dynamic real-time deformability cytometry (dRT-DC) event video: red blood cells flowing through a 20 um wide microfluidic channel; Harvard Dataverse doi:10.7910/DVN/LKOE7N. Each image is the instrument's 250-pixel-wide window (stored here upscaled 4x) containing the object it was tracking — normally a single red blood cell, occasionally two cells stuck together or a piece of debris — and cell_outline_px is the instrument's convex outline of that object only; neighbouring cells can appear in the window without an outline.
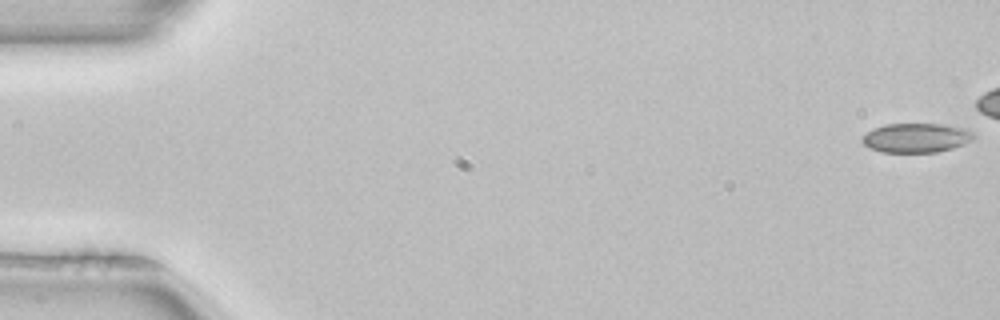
{"species": "common noctule bat (a hibernating species)", "species_latin": "Nyctalus noctula", "temperature_condition": "room temperature", "stored_images_in_passage": 45, "camera_frame_rate_fps": 3000, "um_per_image_px": 0.085, "animal": {"sex": "female", "body_mass_g": 22.7, "forearm_length_mm": 54.2}, "frame": {"image": 1, "passage_image": 1, "time_ms": 0.0, "image_size_px": [1000, 320], "cell_outline_px": [[976, 136], [972, 140], [964, 144], [952, 148], [936, 152], [880, 152], [868, 148], [860, 140], [860, 136], [872, 128], [884, 124], [944, 124], [968, 128]], "centroid_in_image_um": [77.85, 11.71], "position_along_channel_um": 7.2, "area_um2": 19.42}, "authors_computed_cell_mechanics": {"area_um2": 18.207, "velocity_mm_per_s": 3.9769, "shape_relaxation_time_tau1_ms": 3.6313, "shape_relaxation_time_tau2_ms": null, "deformation_change_tau1": 0.0746, "deformation_change_tau2": null}}